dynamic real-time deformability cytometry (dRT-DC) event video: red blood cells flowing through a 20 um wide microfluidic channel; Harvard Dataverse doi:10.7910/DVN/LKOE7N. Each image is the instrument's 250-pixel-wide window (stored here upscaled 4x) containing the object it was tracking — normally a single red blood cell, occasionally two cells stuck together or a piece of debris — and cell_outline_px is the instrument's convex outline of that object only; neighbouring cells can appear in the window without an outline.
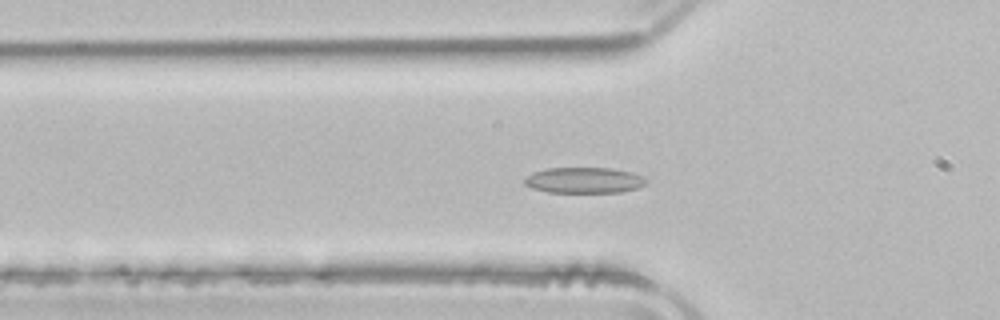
{"species": "common noctule bat (a hibernating species)", "species_latin": "Nyctalus noctula", "temperature_condition": "room temperature", "stored_images_in_passage": 51, "camera_frame_rate_fps": 3000, "um_per_image_px": 0.085, "animal": {"sex": "male", "body_mass_g": 21.5, "forearm_length_mm": 52.0}, "frame": {"image": 1, "passage_image": 17, "time_ms": 5.333, "image_size_px": [1000, 320], "cell_outline_px": [[648, 180], [644, 184], [636, 188], [620, 192], [548, 192], [532, 188], [524, 184], [524, 180], [532, 172], [548, 168], [612, 168], [632, 172], [644, 176]], "centroid_in_image_um": [49.66, 15.31], "position_along_channel_um": 76.1, "area_um2": 18.26}}
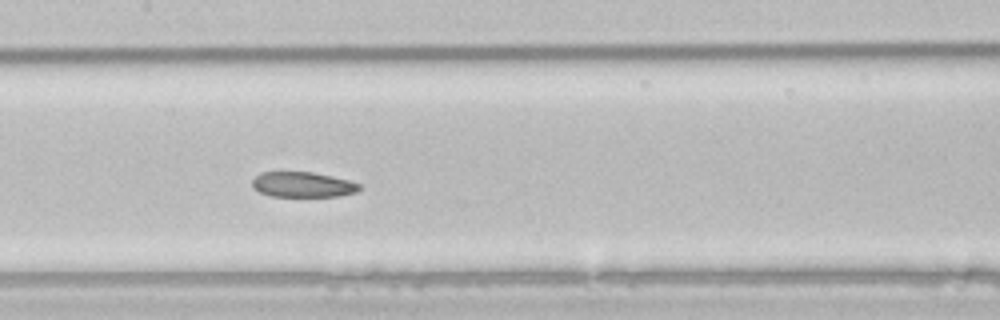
{"frame": {"image": 2, "passage_image": 25, "time_ms": 8.0, "image_size_px": [1000, 320], "cell_outline_px": [[360, 188], [356, 192], [336, 196], [272, 196], [260, 192], [252, 184], [252, 180], [260, 172], [312, 172], [332, 176], [348, 180], [360, 184]], "centroid_in_image_um": [25.73, 15.68], "position_along_channel_um": 181.7, "area_um2": 15.55}}
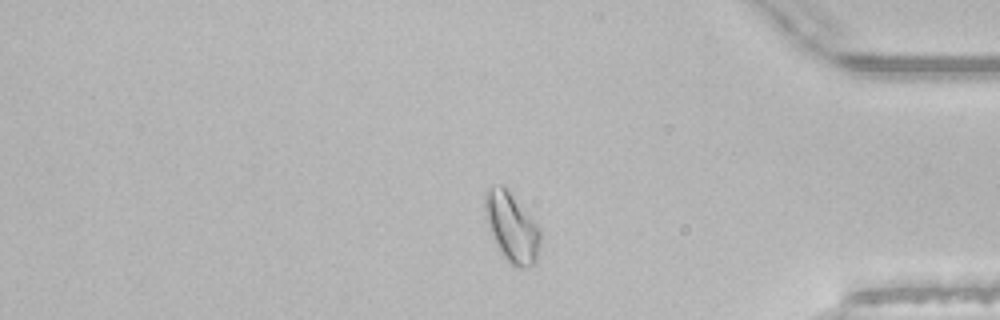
{"frame": {"image": 3, "passage_image": 43, "time_ms": 14.0, "image_size_px": [1000, 320], "cell_outline_px": [[540, 244], [536, 260], [528, 268], [516, 268], [500, 252], [492, 236], [488, 224], [484, 208], [484, 192], [488, 188], [500, 184], [504, 184], [540, 228]], "centroid_in_image_um": [43.49, 19.29], "position_along_channel_um": 391.7, "area_um2": 22.31}, "authors_computed_cell_mechanics": {"area_um2": 19.4208, "velocity_mm_per_s": 3.9288, "shape_relaxation_time_tau1_ms": null, "shape_relaxation_time_tau2_ms": 2.7255, "deformation_change_tau1": null, "deformation_change_tau2": 0.0822}}